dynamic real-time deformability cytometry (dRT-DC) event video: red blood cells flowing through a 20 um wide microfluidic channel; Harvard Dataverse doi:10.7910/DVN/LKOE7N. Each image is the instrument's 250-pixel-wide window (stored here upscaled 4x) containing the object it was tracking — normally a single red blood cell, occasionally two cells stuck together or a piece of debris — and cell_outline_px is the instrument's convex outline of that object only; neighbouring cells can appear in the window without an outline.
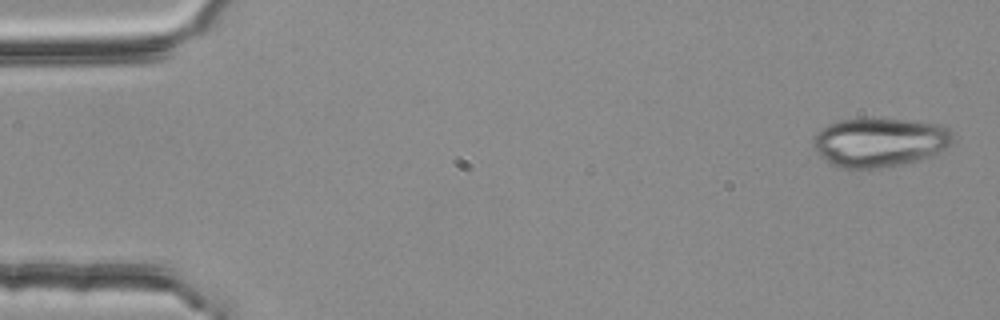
{"species": "common noctule bat (a hibernating species)", "species_latin": "Nyctalus noctula", "temperature_condition": "room temperature", "stored_images_in_passage": 3, "camera_frame_rate_fps": 3000, "um_per_image_px": 0.085, "animal": {"sex": "female", "body_mass_g": 25.1}, "frame": {"image": 1, "passage_image": 1, "time_ms": 0.0, "image_size_px": [1000, 320], "cell_outline_px": [[952, 144], [936, 152], [916, 160], [900, 164], [876, 168], [840, 168], [832, 164], [812, 144], [812, 140], [820, 128], [828, 124], [840, 120], [904, 120], [940, 124], [948, 128], [952, 132]], "centroid_in_image_um": [74.76, 12.09], "position_along_channel_um": 10.2, "area_um2": 38.84}}